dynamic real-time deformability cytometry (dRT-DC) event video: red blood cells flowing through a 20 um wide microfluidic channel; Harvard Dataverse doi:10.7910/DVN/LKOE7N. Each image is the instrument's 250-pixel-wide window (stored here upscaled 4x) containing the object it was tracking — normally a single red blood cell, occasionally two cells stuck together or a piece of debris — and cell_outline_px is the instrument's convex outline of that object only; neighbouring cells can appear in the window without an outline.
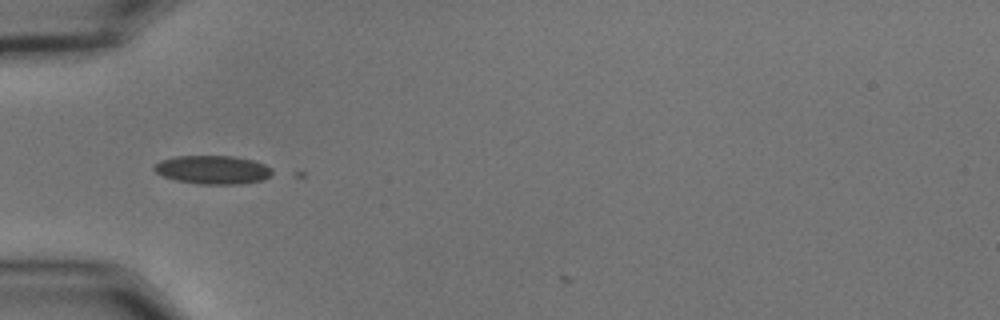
{"species": "common noctule bat (a hibernating species)", "species_latin": "Nyctalus noctula", "temperature_condition": "cold", "stored_images_in_passage": 6, "camera_frame_rate_fps": 3000, "um_per_image_px": 0.085, "animal": {"sex": "male", "body_mass_g": 15.6}, "frame": {"image": 1, "passage_image": 2, "time_ms": 0.333, "image_size_px": [1000, 320], "cell_outline_px": [[272, 172], [264, 180], [240, 184], [196, 184], [176, 180], [164, 176], [156, 172], [152, 168], [160, 160], [176, 156], [232, 156], [252, 160], [264, 164], [272, 168]], "centroid_in_image_um": [18.08, 14.43], "position_along_channel_um": 66.9, "area_um2": 19.59}}